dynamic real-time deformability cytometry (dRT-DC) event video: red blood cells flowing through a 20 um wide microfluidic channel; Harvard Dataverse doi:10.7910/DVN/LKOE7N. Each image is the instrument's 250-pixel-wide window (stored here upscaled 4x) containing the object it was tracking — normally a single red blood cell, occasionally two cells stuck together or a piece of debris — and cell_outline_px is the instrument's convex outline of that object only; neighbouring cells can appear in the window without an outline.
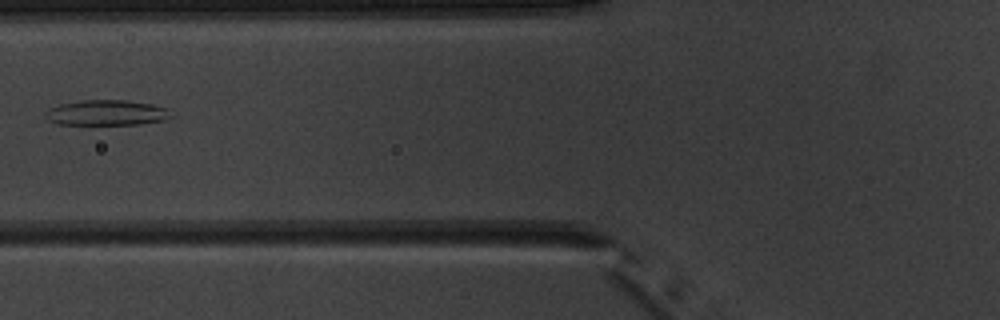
{"species": "common noctule bat (a hibernating species)", "species_latin": "Nyctalus noctula", "temperature_condition": "warm", "stored_images_in_passage": 4, "camera_frame_rate_fps": 3000, "um_per_image_px": 0.085, "animal": {"sex": "male", "body_mass_g": 20.1, "forearm_length_mm": 53.5}, "frame": {"image": 1, "passage_image": 3, "time_ms": 2.333, "image_size_px": [1000, 320], "cell_outline_px": [[172, 116], [164, 120], [140, 124], [56, 124], [48, 120], [44, 116], [44, 112], [48, 108], [60, 104], [80, 100], [128, 100], [152, 104], [168, 108]], "centroid_in_image_um": [9.03, 9.57], "position_along_channel_um": 116.8, "area_um2": 18.73}}